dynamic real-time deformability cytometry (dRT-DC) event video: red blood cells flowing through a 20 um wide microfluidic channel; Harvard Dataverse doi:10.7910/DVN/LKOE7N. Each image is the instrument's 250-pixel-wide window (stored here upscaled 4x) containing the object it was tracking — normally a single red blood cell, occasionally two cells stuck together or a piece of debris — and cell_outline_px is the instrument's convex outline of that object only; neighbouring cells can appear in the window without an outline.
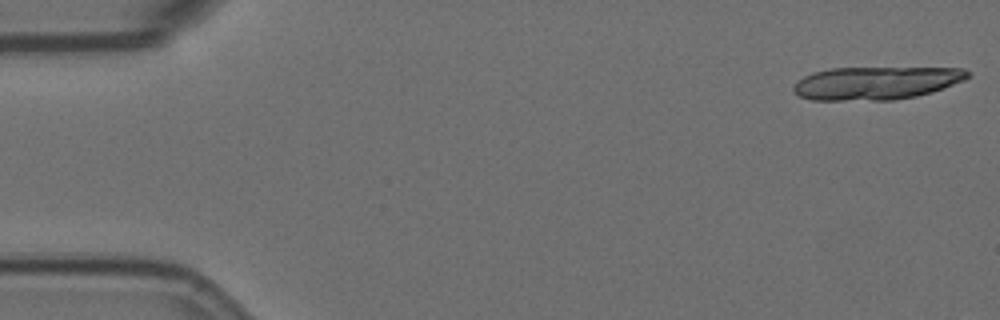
{"species": "Egyptian fruit bat (a non-hibernating species)", "species_latin": "Rousettus aegyptiacus", "temperature_condition": "room temperature", "stored_images_in_passage": 7, "camera_frame_rate_fps": 3000, "um_per_image_px": 0.085, "animal": {"sex": "female"}, "frame": {"image": 1, "passage_image": 1, "time_ms": 0.0, "image_size_px": [1000, 320], "cell_outline_px": [[972, 76], [964, 80], [944, 88], [932, 92], [916, 96], [892, 100], [812, 100], [800, 96], [792, 92], [792, 84], [796, 80], [812, 72], [828, 68], [964, 68], [972, 72]], "centroid_in_image_um": [74.45, 7.05], "position_along_channel_um": 10.6, "area_um2": 33.93}}